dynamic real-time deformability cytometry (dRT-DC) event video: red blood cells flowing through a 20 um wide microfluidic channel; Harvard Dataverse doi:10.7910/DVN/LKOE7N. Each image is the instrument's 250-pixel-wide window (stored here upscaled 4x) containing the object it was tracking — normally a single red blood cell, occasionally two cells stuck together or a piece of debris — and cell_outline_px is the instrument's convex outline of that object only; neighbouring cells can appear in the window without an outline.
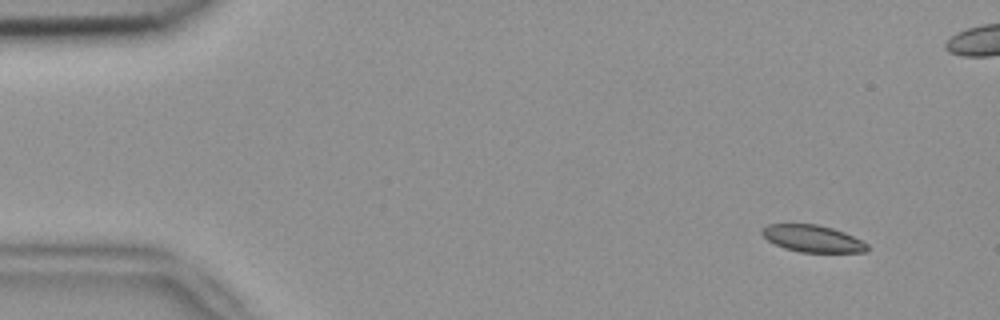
{"species": "common noctule bat (a hibernating species)", "species_latin": "Nyctalus noctula", "temperature_condition": "room temperature", "stored_images_in_passage": 6, "camera_frame_rate_fps": 3000, "um_per_image_px": 0.085, "animal": {"sex": "female", "body_mass_g": 18.4}, "frame": {"image": 1, "passage_image": 1, "time_ms": 0.0, "image_size_px": [1000, 320], "cell_outline_px": [[868, 252], [800, 252], [784, 248], [768, 240], [760, 232], [760, 228], [768, 224], [816, 224], [832, 228], [844, 232], [868, 244]], "centroid_in_image_um": [69.05, 20.28], "position_along_channel_um": 16.0, "area_um2": 16.47}}